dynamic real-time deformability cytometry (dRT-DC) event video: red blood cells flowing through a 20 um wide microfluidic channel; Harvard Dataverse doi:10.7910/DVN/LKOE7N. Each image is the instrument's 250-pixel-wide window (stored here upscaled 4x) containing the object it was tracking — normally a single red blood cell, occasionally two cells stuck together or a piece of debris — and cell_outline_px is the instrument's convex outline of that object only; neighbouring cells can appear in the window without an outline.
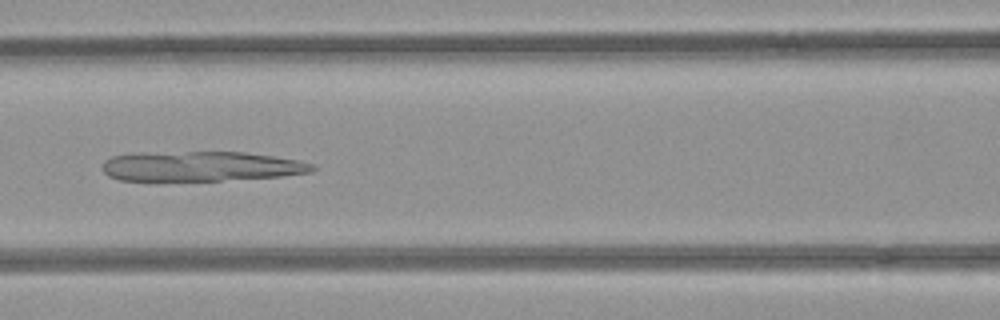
{"species": "common noctule bat (a hibernating species)", "species_latin": "Nyctalus noctula", "temperature_condition": "room temperature", "stored_images_in_passage": 52, "camera_frame_rate_fps": 3000, "um_per_image_px": 0.085, "animal": {"sex": "female", "body_mass_g": 21.9}, "frame": {"image": 1, "passage_image": 23, "time_ms": 7.333, "image_size_px": [1000, 320], "cell_outline_px": [[316, 168], [312, 172], [280, 176], [220, 180], [120, 180], [108, 176], [104, 172], [104, 160], [112, 156], [132, 152], [244, 152], [300, 160], [316, 164]], "centroid_in_image_um": [17.09, 14.12], "position_along_channel_um": 149.5, "area_um2": 36.59}}
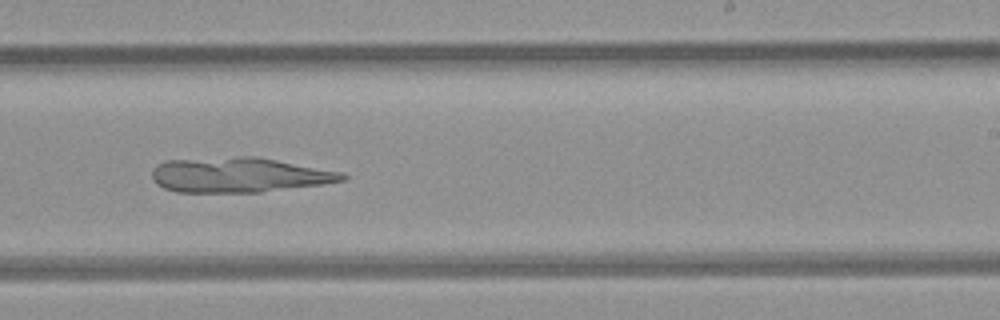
{"frame": {"image": 2, "passage_image": 32, "time_ms": 10.333, "image_size_px": [1000, 320], "cell_outline_px": [[348, 176], [344, 180], [324, 184], [260, 192], [176, 192], [164, 188], [156, 184], [152, 180], [152, 168], [156, 164], [164, 160], [236, 156], [256, 156], [344, 172]], "centroid_in_image_um": [20.29, 14.86], "position_along_channel_um": 268.7, "area_um2": 39.19}}
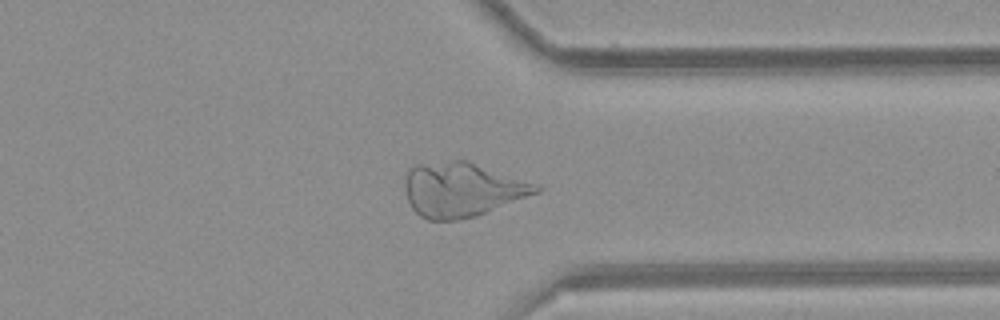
{"frame": {"image": 3, "passage_image": 40, "time_ms": 13.0, "image_size_px": [1000, 320], "cell_outline_px": [[544, 188], [540, 192], [476, 216], [456, 220], [428, 220], [420, 216], [412, 208], [408, 200], [404, 184], [404, 180], [408, 168], [416, 164], [452, 160], [468, 160], [540, 184]], "centroid_in_image_um": [39.3, 16.09], "position_along_channel_um": 372.1, "area_um2": 42.02}}